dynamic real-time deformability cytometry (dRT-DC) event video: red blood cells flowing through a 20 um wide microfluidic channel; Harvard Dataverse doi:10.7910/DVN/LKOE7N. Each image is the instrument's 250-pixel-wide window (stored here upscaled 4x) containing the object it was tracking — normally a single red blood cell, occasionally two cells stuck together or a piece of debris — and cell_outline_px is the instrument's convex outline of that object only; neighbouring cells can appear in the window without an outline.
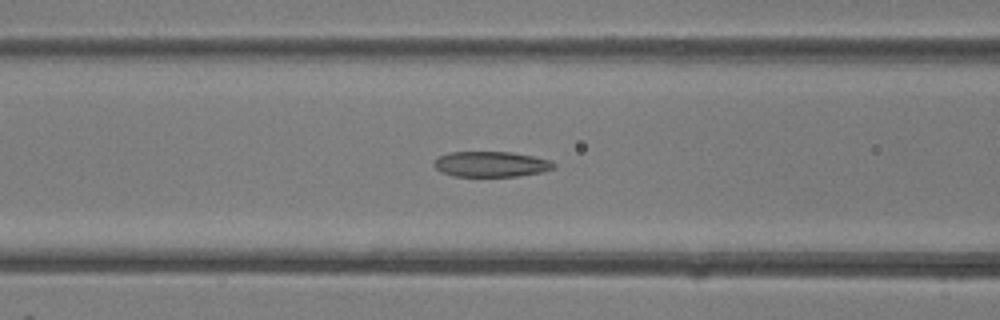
{"species": "common noctule bat (a hibernating species)", "species_latin": "Nyctalus noctula", "temperature_condition": "room temperature", "stored_images_in_passage": 42, "camera_frame_rate_fps": 3000, "um_per_image_px": 0.085, "animal": {"sex": "female"}, "frame": {"image": 1, "passage_image": 17, "time_ms": 5.333, "image_size_px": [1000, 320], "cell_outline_px": [[556, 168], [544, 172], [516, 176], [452, 176], [440, 172], [432, 164], [440, 156], [448, 152], [512, 152], [532, 156], [548, 160], [556, 164]], "centroid_in_image_um": [41.74, 13.96], "position_along_channel_um": 124.9, "area_um2": 17.8}}
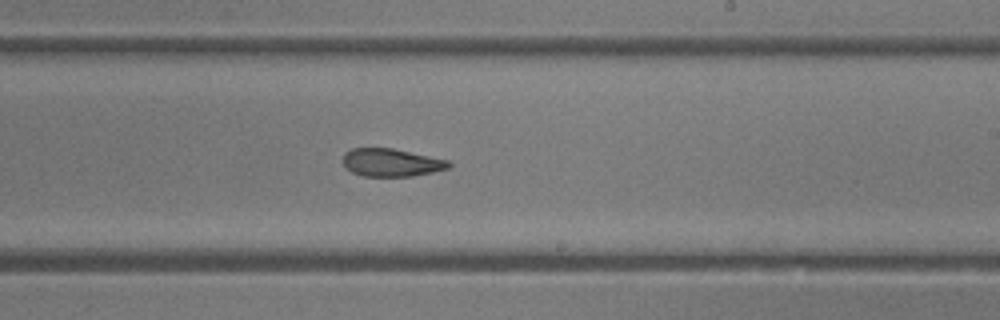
{"frame": {"image": 2, "passage_image": 25, "time_ms": 8.0, "image_size_px": [1000, 320], "cell_outline_px": [[452, 164], [448, 168], [432, 172], [412, 176], [364, 176], [352, 172], [344, 164], [344, 152], [352, 148], [392, 148], [448, 160]], "centroid_in_image_um": [33.26, 13.81], "position_along_channel_um": 255.7, "area_um2": 16.99}}
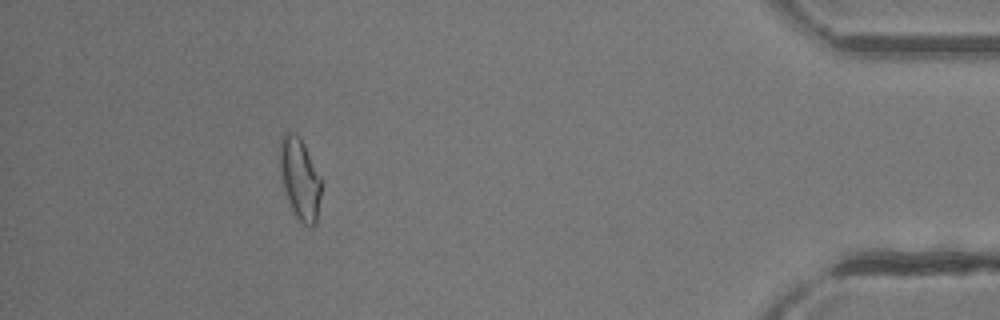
{"frame": {"image": 3, "passage_image": 38, "time_ms": 12.333, "image_size_px": [1000, 320], "cell_outline_px": [[324, 180], [316, 224], [312, 228], [304, 224], [296, 216], [288, 200], [280, 180], [280, 140], [284, 132], [296, 132], [300, 136]], "centroid_in_image_um": [25.53, 15.17], "position_along_channel_um": 409.7, "area_um2": 20.35}}